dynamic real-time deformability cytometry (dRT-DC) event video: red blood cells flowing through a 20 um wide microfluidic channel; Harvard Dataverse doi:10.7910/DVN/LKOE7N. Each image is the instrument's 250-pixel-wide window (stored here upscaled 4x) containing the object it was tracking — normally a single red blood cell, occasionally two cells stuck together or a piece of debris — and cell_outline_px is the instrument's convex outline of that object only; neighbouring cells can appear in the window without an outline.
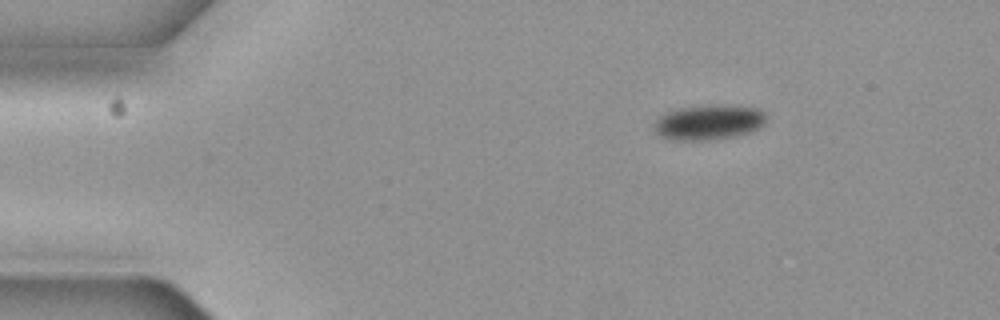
{"species": "common noctule bat (a hibernating species)", "species_latin": "Nyctalus noctula", "temperature_condition": "cold", "stored_images_in_passage": 3, "camera_frame_rate_fps": 3000, "um_per_image_px": 0.085, "animal": {"sex": "female", "body_mass_g": 19.3, "forearm_length_mm": 54.1}, "frame": {"image": 1, "passage_image": 3, "time_ms": 0.667, "image_size_px": [1000, 320], "cell_outline_px": [[768, 120], [760, 128], [752, 132], [732, 136], [700, 140], [684, 140], [660, 136], [656, 132], [652, 124], [664, 112], [676, 108], [708, 104], [724, 104], [756, 108], [764, 112], [768, 116]], "centroid_in_image_um": [60.27, 10.35], "position_along_channel_um": 24.7, "area_um2": 23.18}}